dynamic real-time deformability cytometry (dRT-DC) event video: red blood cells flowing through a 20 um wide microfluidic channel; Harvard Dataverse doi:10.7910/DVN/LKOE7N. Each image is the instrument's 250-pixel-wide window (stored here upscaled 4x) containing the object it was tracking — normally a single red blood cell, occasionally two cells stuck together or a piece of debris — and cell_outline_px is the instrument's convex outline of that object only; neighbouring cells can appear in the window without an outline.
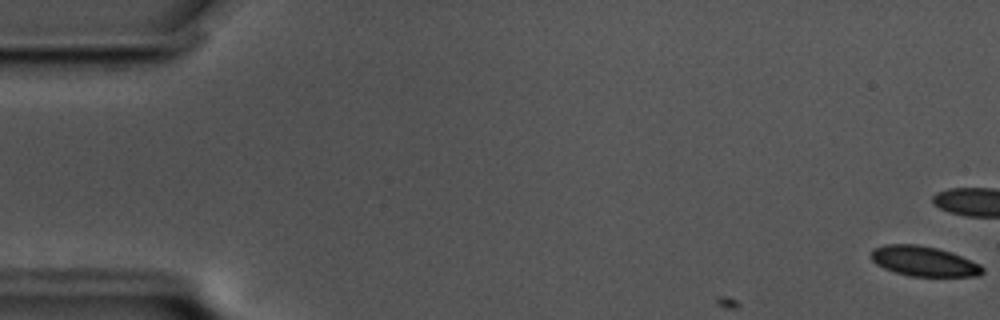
{"species": "common noctule bat (a hibernating species)", "species_latin": "Nyctalus noctula", "temperature_condition": "cold", "stored_images_in_passage": 11, "camera_frame_rate_fps": 3000, "um_per_image_px": 0.085, "animal": {"sex": "male", "body_mass_g": 17.5, "forearm_length_mm": 52.3}, "frame": {"image": 1, "passage_image": 1, "time_ms": 0.0, "image_size_px": [1000, 320], "cell_outline_px": [[984, 272], [976, 276], [908, 276], [884, 268], [876, 264], [872, 260], [872, 248], [884, 244], [916, 244], [936, 248], [952, 252], [980, 264], [984, 268]], "centroid_in_image_um": [78.52, 22.2], "position_along_channel_um": 6.5, "area_um2": 19.48}}